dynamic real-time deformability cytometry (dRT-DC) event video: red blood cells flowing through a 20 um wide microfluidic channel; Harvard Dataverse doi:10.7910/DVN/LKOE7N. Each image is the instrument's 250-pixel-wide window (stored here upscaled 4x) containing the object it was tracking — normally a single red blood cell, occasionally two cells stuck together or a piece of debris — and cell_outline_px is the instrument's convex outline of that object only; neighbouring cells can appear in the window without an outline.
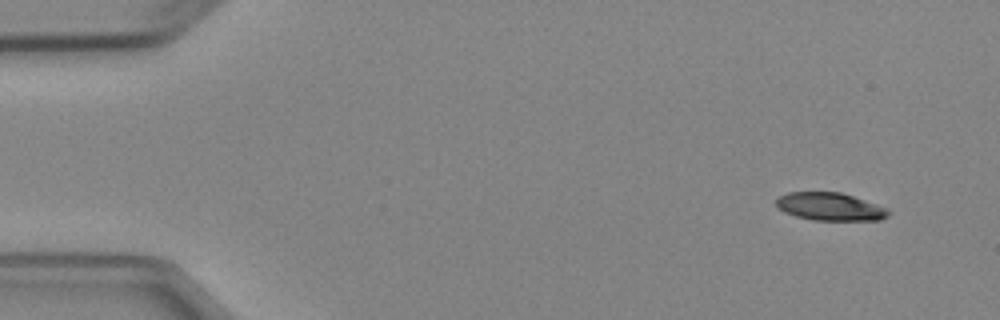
{"species": "Egyptian fruit bat (a non-hibernating species)", "species_latin": "Rousettus aegyptiacus", "temperature_condition": "cold", "stored_images_in_passage": 4, "camera_frame_rate_fps": 3000, "um_per_image_px": 0.085, "animal": {"sex": "female"}, "frame": {"image": 1, "passage_image": 1, "time_ms": 0.0, "image_size_px": [1000, 320], "cell_outline_px": [[892, 212], [888, 216], [880, 220], [812, 220], [796, 216], [784, 212], [776, 204], [776, 200], [780, 196], [788, 192], [840, 192], [852, 196], [884, 208]], "centroid_in_image_um": [70.53, 17.57], "position_along_channel_um": 14.5, "area_um2": 17.92}}
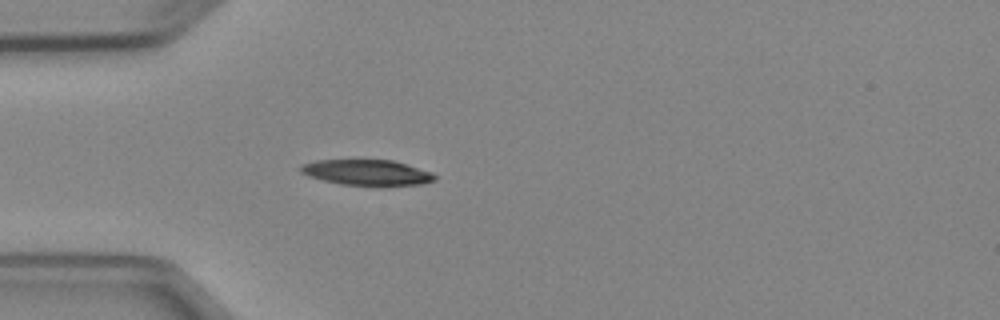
{"frame": {"image": 2, "passage_image": 4, "time_ms": 3.667, "image_size_px": [1000, 320], "cell_outline_px": [[436, 180], [420, 184], [380, 188], [340, 184], [308, 176], [300, 172], [300, 164], [316, 160], [392, 160], [432, 172], [436, 176]], "centroid_in_image_um": [31.21, 14.7], "position_along_channel_um": 53.8, "area_um2": 20.63}}